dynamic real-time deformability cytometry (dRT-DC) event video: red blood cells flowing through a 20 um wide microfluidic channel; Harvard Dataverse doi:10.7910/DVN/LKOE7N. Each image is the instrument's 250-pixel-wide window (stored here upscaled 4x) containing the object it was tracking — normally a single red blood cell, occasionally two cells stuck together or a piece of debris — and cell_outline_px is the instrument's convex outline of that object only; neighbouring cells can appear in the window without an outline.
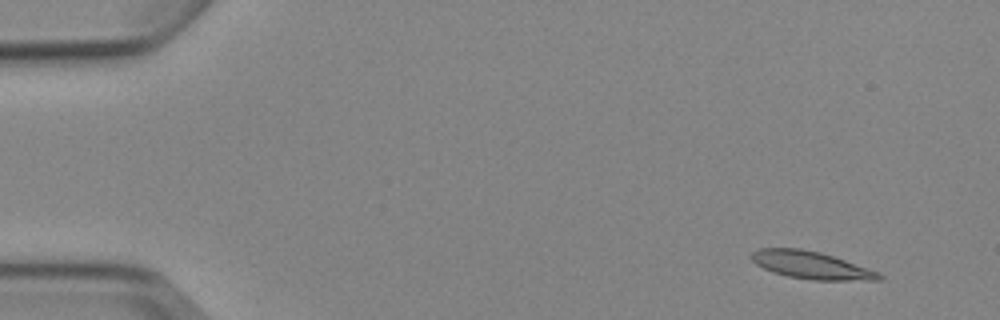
{"species": "Egyptian fruit bat (a non-hibernating species)", "species_latin": "Rousettus aegyptiacus", "temperature_condition": "cold", "stored_images_in_passage": 8, "camera_frame_rate_fps": 3000, "um_per_image_px": 0.085, "animal": {"sex": "female"}, "frame": {"image": 1, "passage_image": 2, "time_ms": 1.333, "image_size_px": [1000, 320], "cell_outline_px": [[884, 276], [880, 280], [812, 280], [788, 276], [772, 272], [756, 264], [752, 260], [752, 252], [760, 248], [800, 248], [820, 252], [880, 272]], "centroid_in_image_um": [68.96, 22.54], "position_along_channel_um": 16.0, "area_um2": 20.29}}
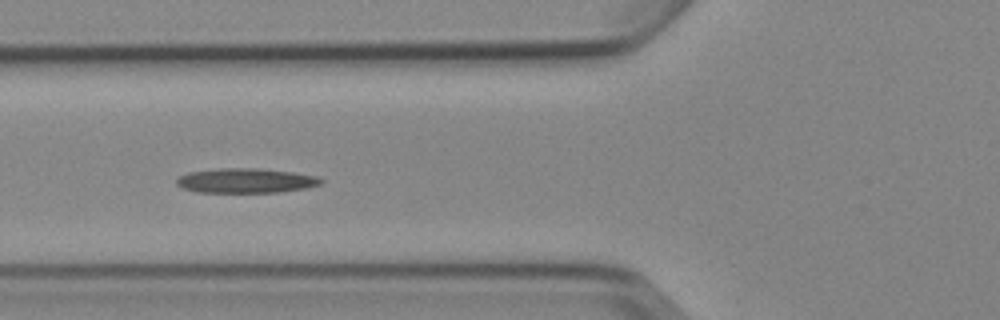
{"frame": {"image": 2, "passage_image": 6, "time_ms": 6.667, "image_size_px": [1000, 320], "cell_outline_px": [[324, 180], [320, 184], [308, 188], [280, 192], [196, 192], [184, 188], [176, 184], [176, 180], [180, 176], [188, 172], [220, 168], [256, 168], [292, 172], [320, 176]], "centroid_in_image_um": [20.93, 15.35], "position_along_channel_um": 104.9, "area_um2": 20.81}}
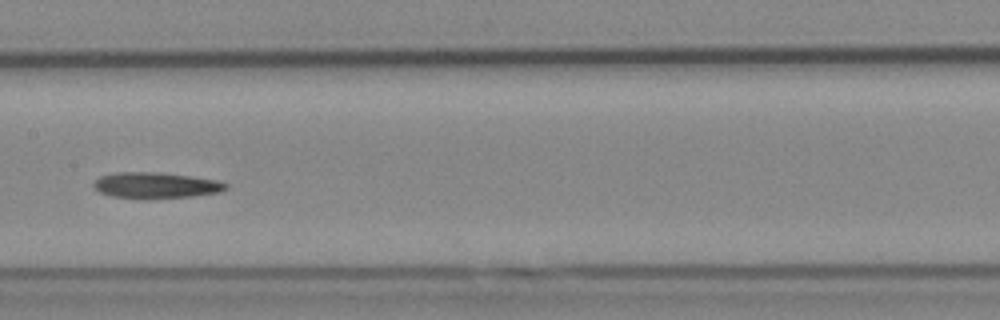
{"frame": {"image": 3, "passage_image": 8, "time_ms": 9.0, "image_size_px": [1000, 320], "cell_outline_px": [[228, 188], [220, 192], [192, 196], [148, 200], [144, 200], [112, 196], [100, 192], [92, 184], [100, 176], [116, 172], [160, 172], [192, 176], [216, 180], [228, 184]], "centroid_in_image_um": [13.25, 15.76], "position_along_channel_um": 194.2, "area_um2": 20.35}}